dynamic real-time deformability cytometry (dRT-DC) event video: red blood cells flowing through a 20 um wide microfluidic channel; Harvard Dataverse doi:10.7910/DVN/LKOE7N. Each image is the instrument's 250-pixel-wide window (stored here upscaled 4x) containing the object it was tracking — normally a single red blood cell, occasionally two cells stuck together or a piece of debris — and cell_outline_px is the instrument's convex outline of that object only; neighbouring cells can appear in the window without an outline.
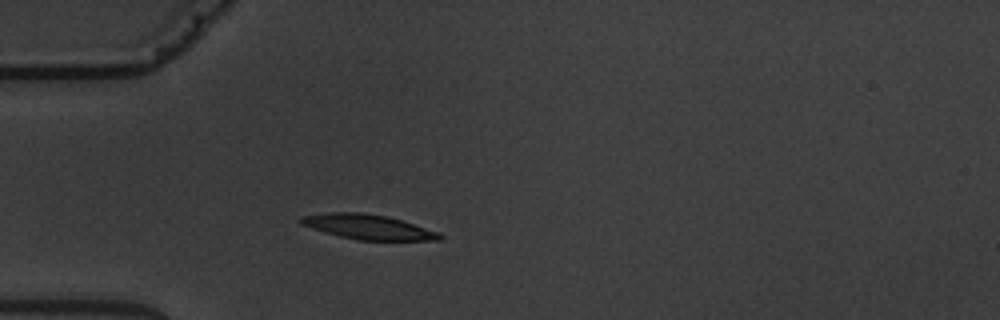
{"species": "common noctule bat (a hibernating species)", "species_latin": "Nyctalus noctula", "temperature_condition": "warm", "stored_images_in_passage": 1, "camera_frame_rate_fps": 3000, "um_per_image_px": 0.085, "animal": {"sex": "male", "body_mass_g": 19.5, "forearm_length_mm": 54.6}, "frame": {"image": 1, "passage_image": 1, "time_ms": 0.0, "image_size_px": [1000, 320], "cell_outline_px": [[444, 236], [440, 240], [360, 240], [340, 236], [324, 232], [300, 224], [296, 220], [300, 216], [328, 212], [360, 212], [384, 216], [400, 220], [440, 232]], "centroid_in_image_um": [31.24, 19.28], "position_along_channel_um": 53.8, "area_um2": 20.0}}